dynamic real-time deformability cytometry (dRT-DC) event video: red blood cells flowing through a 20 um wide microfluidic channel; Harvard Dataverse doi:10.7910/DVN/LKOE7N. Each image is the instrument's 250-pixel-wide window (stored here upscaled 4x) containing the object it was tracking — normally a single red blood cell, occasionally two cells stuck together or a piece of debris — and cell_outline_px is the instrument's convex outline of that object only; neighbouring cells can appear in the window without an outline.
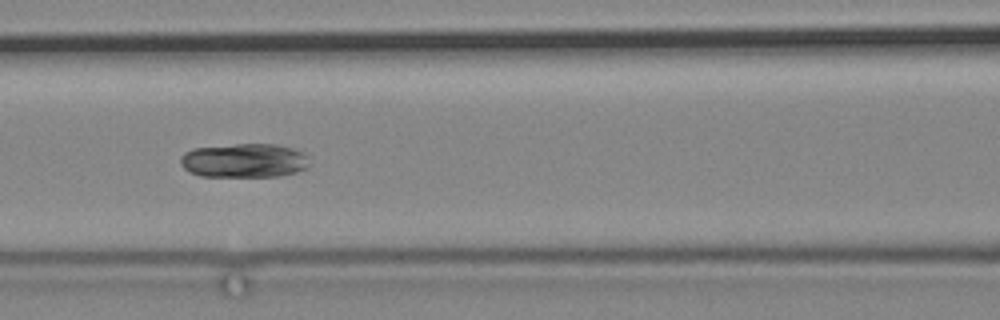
{"species": "common noctule bat (a hibernating species)", "species_latin": "Nyctalus noctula", "temperature_condition": "cold", "stored_images_in_passage": 5, "camera_frame_rate_fps": 3000, "um_per_image_px": 0.085, "animal": {"sex": "male", "body_mass_g": 19.2, "forearm_length_mm": 51.8}, "frame": {"image": 1, "passage_image": 3, "time_ms": 2.333, "image_size_px": [1000, 320], "cell_outline_px": [[308, 168], [296, 172], [280, 176], [200, 176], [188, 172], [180, 164], [180, 156], [184, 152], [192, 148], [236, 144], [276, 144], [292, 148], [304, 152], [308, 156]], "centroid_in_image_um": [20.74, 13.64], "position_along_channel_um": 145.9, "area_um2": 25.89}}
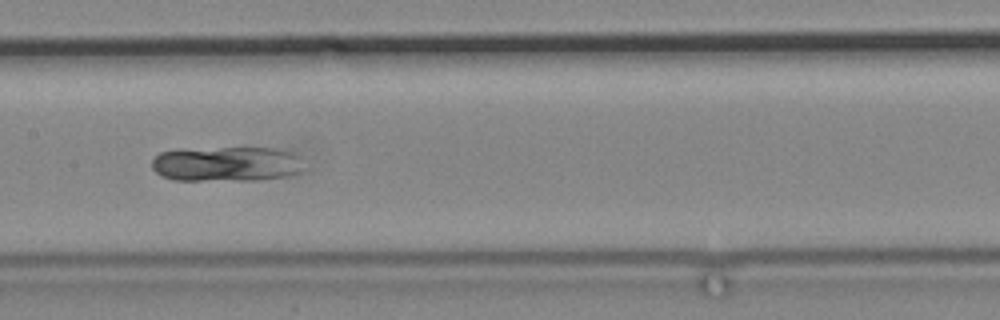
{"frame": {"image": 2, "passage_image": 4, "time_ms": 3.667, "image_size_px": [1000, 320], "cell_outline_px": [[308, 168], [292, 176], [256, 180], [172, 180], [160, 176], [152, 168], [152, 160], [160, 152], [176, 148], [276, 148], [296, 152], [300, 156]], "centroid_in_image_um": [19.32, 13.93], "position_along_channel_um": 188.1, "area_um2": 32.02}}